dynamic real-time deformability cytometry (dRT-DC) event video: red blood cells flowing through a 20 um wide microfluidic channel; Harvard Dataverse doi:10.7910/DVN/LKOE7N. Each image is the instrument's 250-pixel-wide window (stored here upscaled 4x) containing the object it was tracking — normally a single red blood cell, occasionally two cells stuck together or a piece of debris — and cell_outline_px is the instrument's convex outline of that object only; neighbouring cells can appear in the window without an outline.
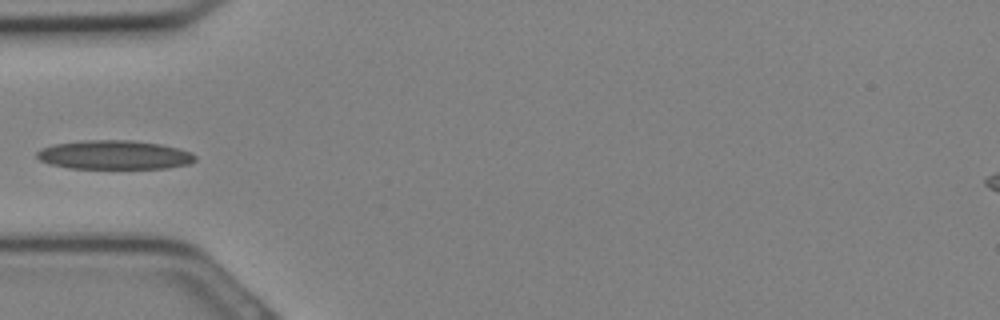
{"species": "Egyptian fruit bat (a non-hibernating species)", "species_latin": "Rousettus aegyptiacus", "temperature_condition": "cold", "stored_images_in_passage": 9, "camera_frame_rate_fps": 3000, "um_per_image_px": 0.085, "animal": {"sex": "female"}, "frame": {"image": 1, "passage_image": 6, "time_ms": 1.667, "image_size_px": [1000, 320], "cell_outline_px": [[196, 160], [188, 164], [168, 168], [68, 168], [52, 164], [40, 160], [36, 156], [36, 152], [40, 148], [56, 144], [84, 140], [132, 140], [160, 144], [180, 148], [192, 152], [196, 156]], "centroid_in_image_um": [9.75, 13.16], "position_along_channel_um": 75.3, "area_um2": 26.76}}
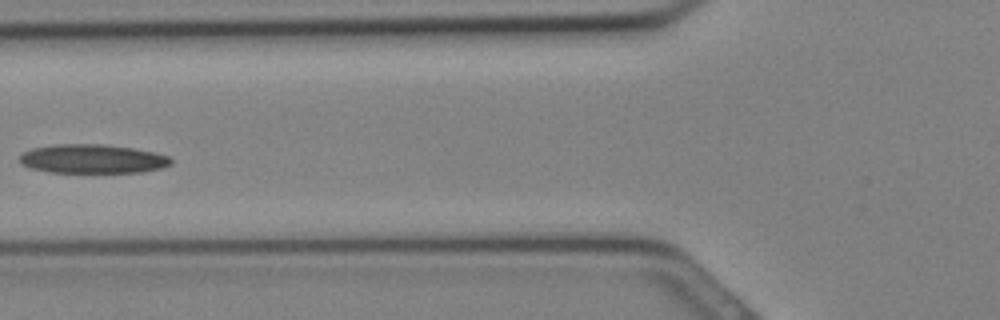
{"frame": {"image": 2, "passage_image": 8, "time_ms": 2.333, "image_size_px": [1000, 320], "cell_outline_px": [[172, 164], [160, 168], [140, 172], [52, 172], [32, 168], [20, 164], [20, 156], [24, 152], [32, 148], [56, 144], [104, 144], [132, 148], [152, 152], [168, 156], [172, 160]], "centroid_in_image_um": [7.85, 13.5], "position_along_channel_um": 117.9, "area_um2": 25.32}}